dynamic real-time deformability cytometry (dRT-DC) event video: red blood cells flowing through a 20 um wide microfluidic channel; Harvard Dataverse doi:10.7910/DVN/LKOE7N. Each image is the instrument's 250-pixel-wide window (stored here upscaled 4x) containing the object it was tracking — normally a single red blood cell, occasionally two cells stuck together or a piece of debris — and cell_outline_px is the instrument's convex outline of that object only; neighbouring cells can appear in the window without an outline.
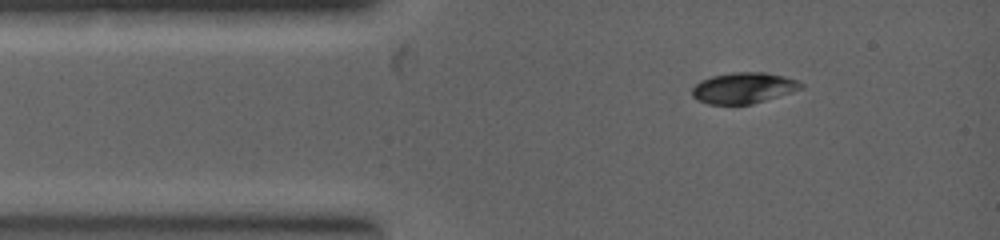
{"species": "common noctule bat (a hibernating species)", "species_latin": "Nyctalus noctula", "temperature_condition": "warm", "stored_images_in_passage": 4, "camera_frame_rate_fps": 5000, "um_per_image_px": 0.085, "animal": {"sex": "female", "body_mass_g": 19.0, "forearm_length_mm": 53.3}, "frame": {"image": 1, "passage_image": 1, "time_ms": 0.0, "image_size_px": [1000, 240], "cell_outline_px": [[804, 88], [792, 92], [752, 104], [708, 104], [696, 100], [692, 96], [692, 88], [700, 80], [712, 76], [732, 72], [764, 72], [784, 76], [796, 80], [804, 84]], "centroid_in_image_um": [63.19, 7.47], "position_along_channel_um": 21.8, "area_um2": 19.71}}
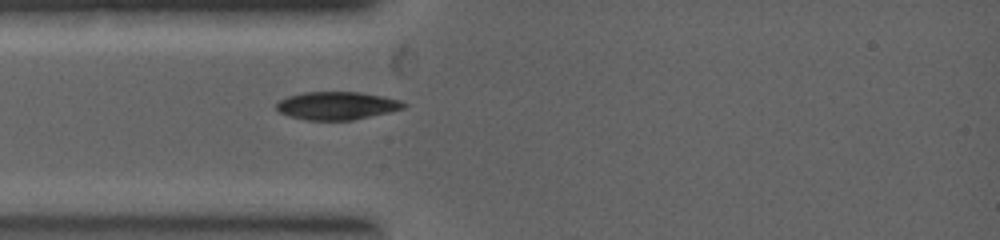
{"frame": {"image": 2, "passage_image": 4, "time_ms": 1.0, "image_size_px": [1000, 240], "cell_outline_px": [[408, 104], [404, 108], [388, 112], [352, 120], [304, 120], [288, 116], [280, 112], [276, 108], [276, 104], [280, 100], [288, 96], [304, 92], [356, 92], [380, 96], [400, 100]], "centroid_in_image_um": [28.6, 8.99], "position_along_channel_um": 56.4, "area_um2": 20.58}}